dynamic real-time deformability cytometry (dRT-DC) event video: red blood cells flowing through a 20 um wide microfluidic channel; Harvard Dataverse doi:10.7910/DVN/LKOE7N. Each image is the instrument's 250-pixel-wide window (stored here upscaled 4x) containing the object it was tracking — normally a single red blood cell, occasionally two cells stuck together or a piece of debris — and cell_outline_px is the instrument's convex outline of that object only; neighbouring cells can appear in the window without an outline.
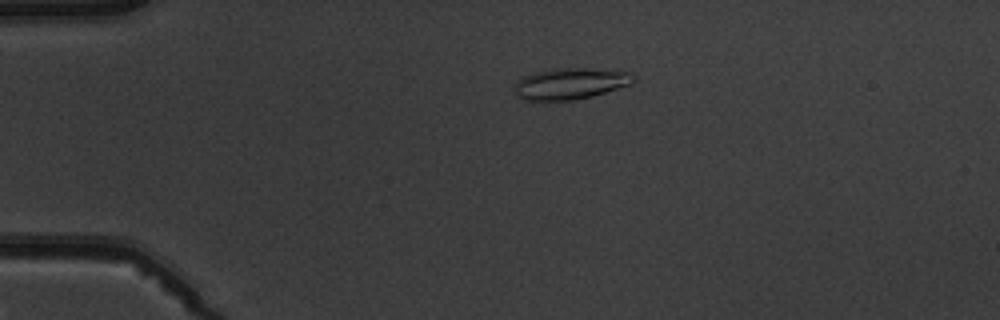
{"species": "common noctule bat (a hibernating species)", "species_latin": "Nyctalus noctula", "temperature_condition": "warm", "stored_images_in_passage": 3, "camera_frame_rate_fps": 3000, "um_per_image_px": 0.085, "animal": {"sex": "male", "body_mass_g": 19.5, "forearm_length_mm": 54.6}, "frame": {"image": 1, "passage_image": 2, "time_ms": 1.0, "image_size_px": [1000, 320], "cell_outline_px": [[636, 80], [632, 84], [592, 96], [572, 100], [524, 100], [516, 92], [516, 80], [524, 76], [536, 72], [552, 68], [584, 68], [628, 72], [636, 76]], "centroid_in_image_um": [48.51, 7.1], "position_along_channel_um": 36.5, "area_um2": 21.5}}